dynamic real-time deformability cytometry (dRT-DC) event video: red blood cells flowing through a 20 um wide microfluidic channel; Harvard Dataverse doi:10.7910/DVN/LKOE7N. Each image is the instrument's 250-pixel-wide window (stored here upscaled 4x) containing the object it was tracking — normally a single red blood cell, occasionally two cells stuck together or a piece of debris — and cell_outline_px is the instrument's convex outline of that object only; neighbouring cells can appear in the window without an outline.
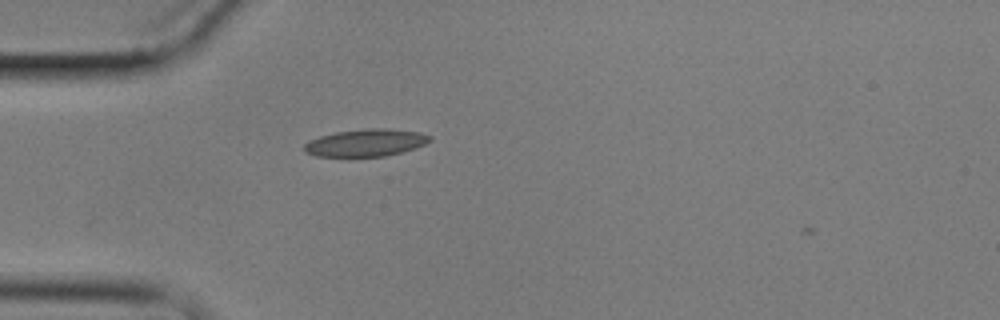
{"species": "common noctule bat (a hibernating species)", "species_latin": "Nyctalus noctula", "temperature_condition": "cold", "stored_images_in_passage": 2, "camera_frame_rate_fps": 3000, "um_per_image_px": 0.085, "animal": {"sex": "male", "body_mass_g": 17.9}, "frame": {"image": 1, "passage_image": 2, "time_ms": 1.333, "image_size_px": [1000, 320], "cell_outline_px": [[432, 140], [416, 148], [384, 156], [348, 160], [316, 156], [304, 152], [304, 144], [308, 140], [320, 136], [336, 132], [368, 128], [388, 128], [420, 132], [432, 136]], "centroid_in_image_um": [31.03, 12.18], "position_along_channel_um": 54.0, "area_um2": 20.98}}